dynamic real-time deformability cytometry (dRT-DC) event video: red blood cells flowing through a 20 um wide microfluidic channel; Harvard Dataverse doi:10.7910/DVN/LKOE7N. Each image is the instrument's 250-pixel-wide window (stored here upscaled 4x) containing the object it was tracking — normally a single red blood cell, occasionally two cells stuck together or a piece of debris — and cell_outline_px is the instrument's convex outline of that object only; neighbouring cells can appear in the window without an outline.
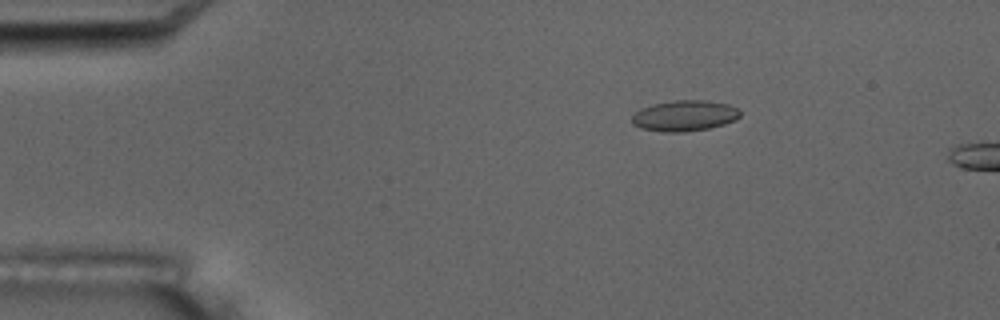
{"species": "common noctule bat (a hibernating species)", "species_latin": "Nyctalus noctula", "temperature_condition": "room temperature", "stored_images_in_passage": 2, "camera_frame_rate_fps": 3000, "um_per_image_px": 0.085, "animal": {"sex": "male", "body_mass_g": 17.5, "forearm_length_mm": 52.3}, "frame": {"image": 1, "passage_image": 1, "time_ms": 0.0, "image_size_px": [1000, 320], "cell_outline_px": [[740, 116], [736, 120], [724, 124], [708, 128], [684, 132], [664, 132], [640, 128], [632, 124], [632, 116], [640, 108], [652, 104], [676, 100], [704, 100], [728, 104], [736, 108], [740, 112]], "centroid_in_image_um": [58.17, 9.84], "position_along_channel_um": 26.8, "area_um2": 19.42}}